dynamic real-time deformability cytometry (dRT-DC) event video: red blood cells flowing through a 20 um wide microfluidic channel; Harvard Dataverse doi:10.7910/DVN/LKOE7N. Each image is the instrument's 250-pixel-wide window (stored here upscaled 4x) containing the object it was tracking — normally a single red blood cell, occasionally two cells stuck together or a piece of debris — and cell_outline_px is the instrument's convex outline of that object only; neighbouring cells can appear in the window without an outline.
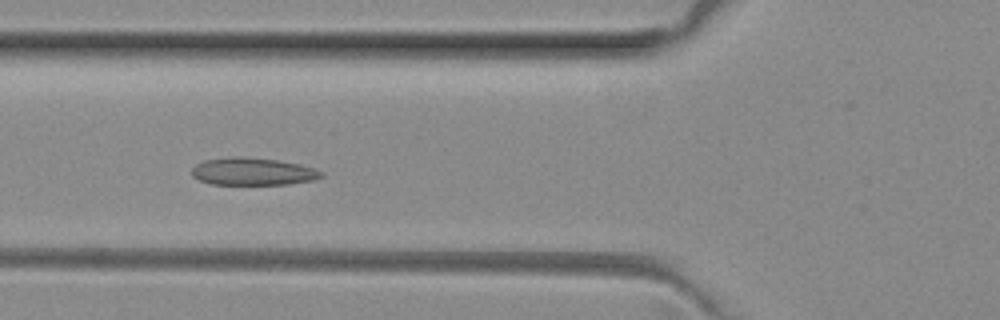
{"species": "common noctule bat (a hibernating species)", "species_latin": "Nyctalus noctula", "temperature_condition": "room temperature", "stored_images_in_passage": 7, "camera_frame_rate_fps": 3000, "um_per_image_px": 0.085, "animal": {"sex": "female", "body_mass_g": 29.2, "forearm_length_mm": 56.3}, "frame": {"image": 1, "passage_image": 5, "time_ms": 1.333, "image_size_px": [1000, 320], "cell_outline_px": [[324, 176], [316, 180], [288, 184], [212, 184], [200, 180], [192, 176], [192, 168], [196, 164], [204, 160], [232, 156], [244, 156], [276, 160], [300, 164], [324, 172]], "centroid_in_image_um": [21.5, 14.57], "position_along_channel_um": 104.3, "area_um2": 20.81}}
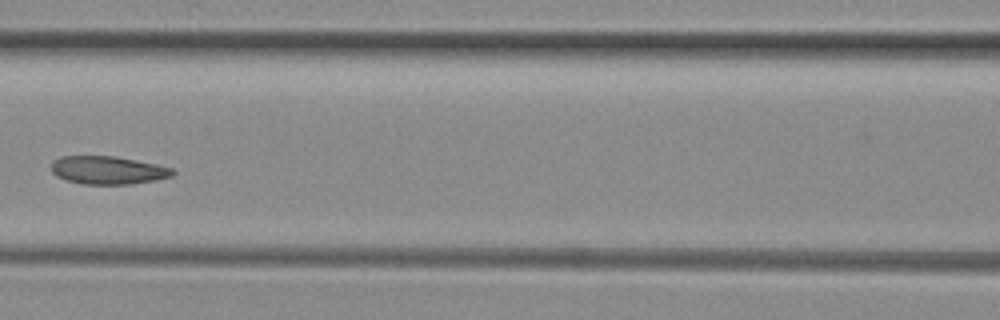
{"frame": {"image": 2, "passage_image": 6, "time_ms": 1.667, "image_size_px": [1000, 320], "cell_outline_px": [[176, 172], [172, 176], [156, 180], [132, 184], [84, 184], [68, 180], [56, 176], [52, 172], [52, 160], [60, 156], [116, 156], [156, 164], [172, 168]], "centroid_in_image_um": [9.18, 14.46], "position_along_channel_um": 157.4, "area_um2": 19.88}}
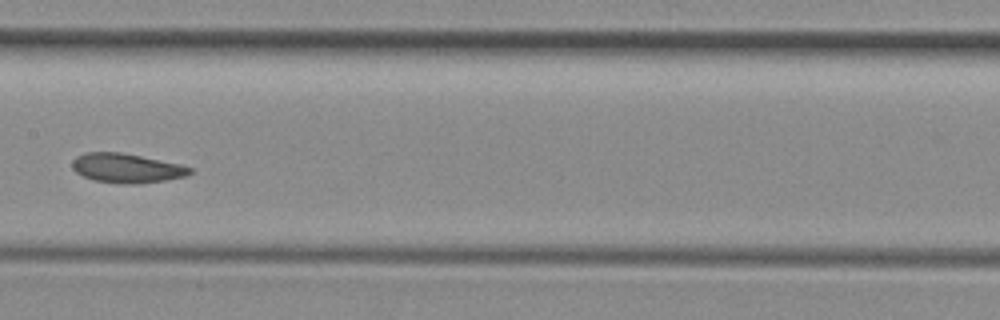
{"frame": {"image": 3, "passage_image": 7, "time_ms": 2.0, "image_size_px": [1000, 320], "cell_outline_px": [[192, 172], [188, 176], [164, 180], [136, 184], [128, 184], [96, 180], [84, 176], [76, 172], [72, 168], [72, 160], [76, 156], [84, 152], [120, 152], [180, 164], [192, 168]], "centroid_in_image_um": [10.76, 14.28], "position_along_channel_um": 196.6, "area_um2": 19.94}}